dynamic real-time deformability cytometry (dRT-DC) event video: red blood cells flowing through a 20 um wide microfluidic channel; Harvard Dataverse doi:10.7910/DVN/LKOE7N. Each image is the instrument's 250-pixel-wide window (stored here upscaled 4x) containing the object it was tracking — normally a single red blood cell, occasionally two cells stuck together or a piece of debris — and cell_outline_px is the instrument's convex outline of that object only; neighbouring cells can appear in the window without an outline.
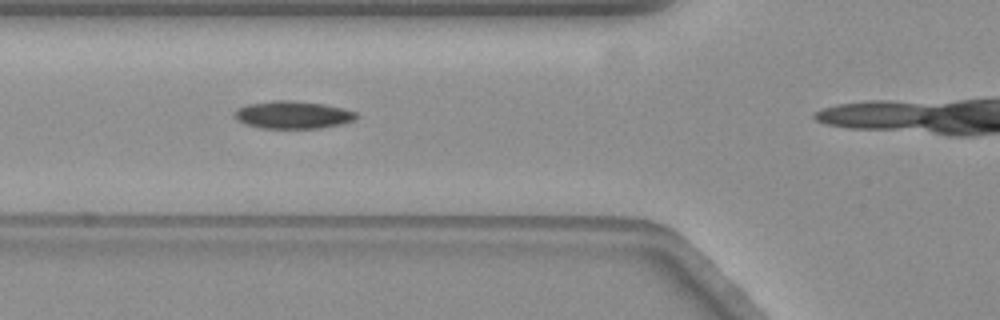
{"species": "common noctule bat (a hibernating species)", "species_latin": "Nyctalus noctula", "temperature_condition": "warm", "stored_images_in_passage": 16, "camera_frame_rate_fps": 3000, "um_per_image_px": 0.085, "animal": {"sex": "female", "body_mass_g": 19.3, "forearm_length_mm": 54.1}, "frame": {"image": 1, "passage_image": 12, "time_ms": 3.667, "image_size_px": [1000, 320], "cell_outline_px": [[360, 116], [344, 124], [320, 128], [260, 128], [244, 124], [236, 116], [236, 108], [248, 104], [272, 100], [296, 100], [324, 104], [344, 108], [356, 112]], "centroid_in_image_um": [24.94, 9.75], "position_along_channel_um": 100.9, "area_um2": 19.71}}